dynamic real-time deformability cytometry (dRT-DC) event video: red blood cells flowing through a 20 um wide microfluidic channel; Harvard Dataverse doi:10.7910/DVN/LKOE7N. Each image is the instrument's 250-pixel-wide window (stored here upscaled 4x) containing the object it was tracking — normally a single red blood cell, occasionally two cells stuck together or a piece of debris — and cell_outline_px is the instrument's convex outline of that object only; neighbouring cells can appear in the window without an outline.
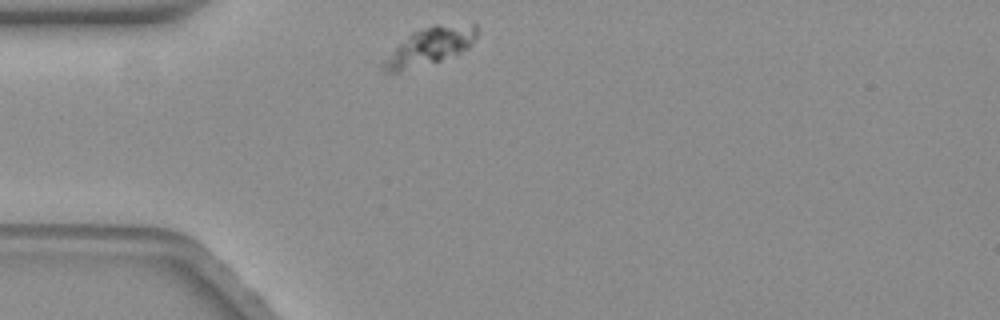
{"species": "common noctule bat (a hibernating species)", "species_latin": "Nyctalus noctula", "temperature_condition": "warm", "stored_images_in_passage": 36, "camera_frame_rate_fps": 3000, "um_per_image_px": 0.085, "animal": {"sex": "female", "body_mass_g": 19.3, "forearm_length_mm": 54.1}, "frame": {"image": 1, "passage_image": 1, "time_ms": 0.0, "image_size_px": [1000, 320], "cell_outline_px": [[480, 32], [472, 44], [468, 48], [460, 52], [440, 60], [396, 72], [384, 72], [380, 68], [380, 64], [412, 32], [432, 24], [476, 24]], "centroid_in_image_um": [36.59, 3.9], "position_along_channel_um": 48.4, "area_um2": 20.17}}
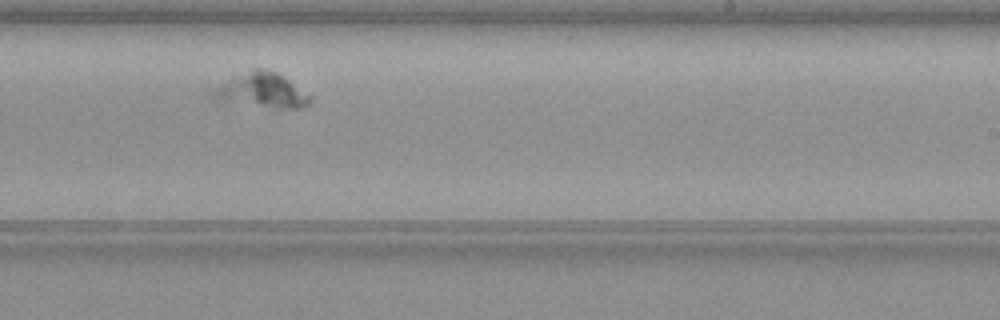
{"frame": {"image": 2, "passage_image": 22, "time_ms": 7.0, "image_size_px": [1000, 320], "cell_outline_px": [[312, 100], [304, 108], [276, 108], [216, 100], [208, 96], [212, 88], [252, 68], [260, 68], [276, 72], [312, 96]], "centroid_in_image_um": [22.23, 7.69], "position_along_channel_um": 266.8, "area_um2": 19.54}}
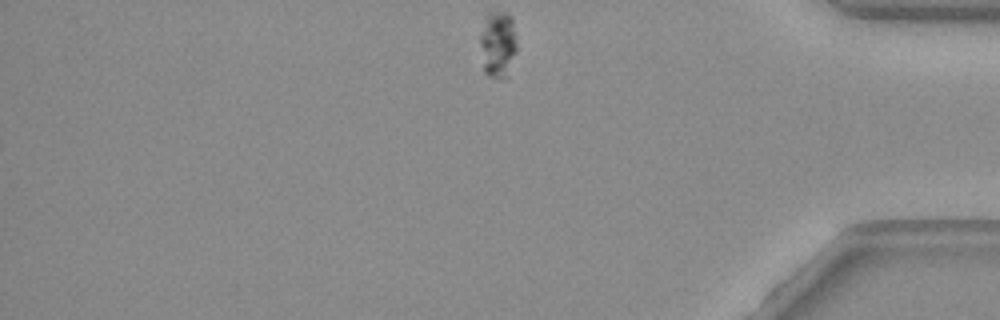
{"frame": {"image": 3, "passage_image": 36, "time_ms": 11.667, "image_size_px": [1000, 320], "cell_outline_px": [[516, 52], [500, 76], [496, 80], [488, 76], [484, 72], [480, 44], [480, 36], [484, 16], [488, 12], [508, 12], [512, 16], [516, 36]], "centroid_in_image_um": [42.28, 3.63], "position_along_channel_um": 392.9, "area_um2": 13.93}}